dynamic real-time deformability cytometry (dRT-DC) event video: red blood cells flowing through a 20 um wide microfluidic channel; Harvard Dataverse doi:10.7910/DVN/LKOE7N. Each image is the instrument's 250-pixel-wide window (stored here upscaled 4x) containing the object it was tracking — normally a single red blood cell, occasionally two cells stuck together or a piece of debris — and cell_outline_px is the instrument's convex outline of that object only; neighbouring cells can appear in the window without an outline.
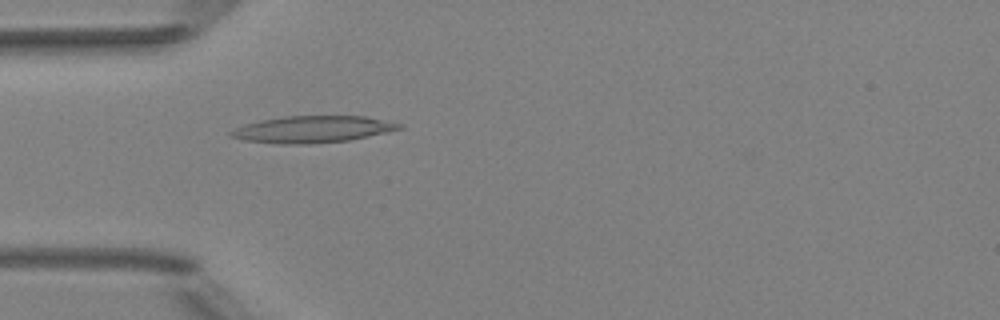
{"species": "Egyptian fruit bat (a non-hibernating species)", "species_latin": "Rousettus aegyptiacus", "temperature_condition": "room temperature", "stored_images_in_passage": 5, "camera_frame_rate_fps": 3000, "um_per_image_px": 0.085, "animal": {"sex": "female"}, "frame": {"image": 1, "passage_image": 5, "time_ms": 4.667, "image_size_px": [1000, 320], "cell_outline_px": [[404, 128], [348, 140], [308, 144], [276, 144], [244, 140], [228, 136], [228, 132], [244, 124], [260, 120], [284, 116], [364, 116], [404, 124]], "centroid_in_image_um": [26.52, 10.99], "position_along_channel_um": 58.5, "area_um2": 26.24}}